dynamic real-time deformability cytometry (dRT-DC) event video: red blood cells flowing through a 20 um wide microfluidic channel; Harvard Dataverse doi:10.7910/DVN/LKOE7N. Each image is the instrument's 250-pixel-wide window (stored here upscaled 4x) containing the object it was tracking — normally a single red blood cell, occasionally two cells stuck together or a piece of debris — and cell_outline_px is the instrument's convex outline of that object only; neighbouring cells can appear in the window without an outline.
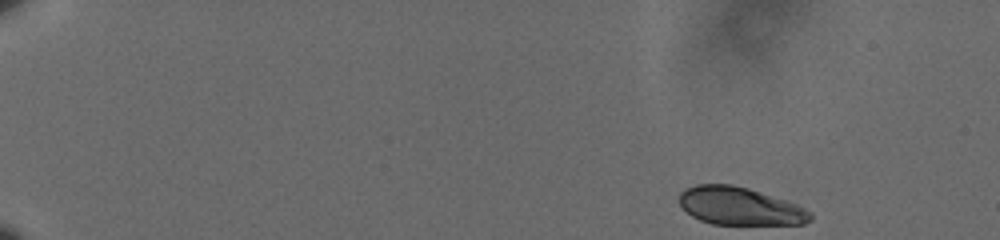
{"species": "human", "species_latin": "Homo sapiens", "temperature_condition": "cold", "stored_images_in_passage": 53, "camera_frame_rate_fps": 3000, "um_per_image_px": 0.085, "donor": {"sex": "male"}, "frame": {"image": 1, "passage_image": 1, "time_ms": 0.0, "image_size_px": [1000, 240], "cell_outline_px": [[812, 220], [804, 224], [712, 224], [700, 220], [692, 216], [680, 204], [680, 192], [684, 188], [696, 184], [732, 184], [748, 188], [796, 204], [812, 212]], "centroid_in_image_um": [62.88, 17.52], "position_along_channel_um": 22.1, "area_um2": 28.78}}
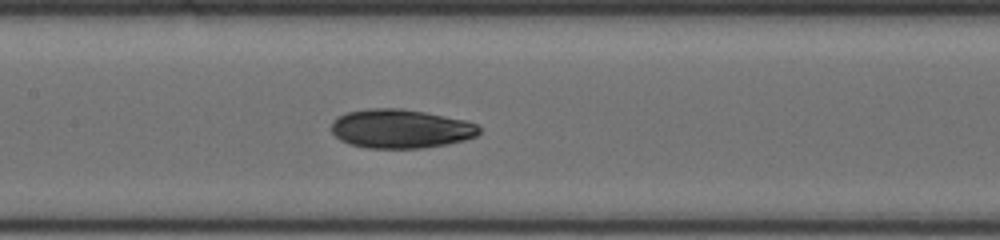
{"frame": {"image": 2, "passage_image": 26, "time_ms": 8.333, "image_size_px": [1000, 240], "cell_outline_px": [[480, 132], [476, 136], [464, 140], [448, 144], [424, 148], [368, 148], [352, 144], [340, 140], [332, 132], [332, 120], [336, 116], [348, 112], [368, 108], [400, 108], [424, 112], [464, 120], [476, 124], [480, 128]], "centroid_in_image_um": [34.04, 10.94], "position_along_channel_um": 173.4, "area_um2": 33.52}}
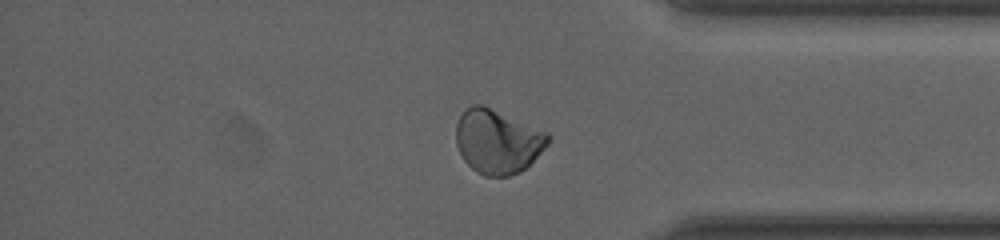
{"frame": {"image": 3, "passage_image": 45, "time_ms": 14.667, "image_size_px": [1000, 240], "cell_outline_px": [[548, 144], [520, 172], [508, 176], [484, 176], [476, 172], [464, 160], [456, 144], [456, 124], [464, 108], [472, 104], [484, 104], [548, 132]], "centroid_in_image_um": [42.26, 11.99], "position_along_channel_um": 392.9, "area_um2": 34.39}, "authors_computed_cell_mechanics": {"area_um2": 32.946, "velocity_mm_per_s": 3.5989, "shape_relaxation_time_tau1_ms": 5.7813, "shape_relaxation_time_tau2_ms": null, "deformation_change_tau1": 0.1222, "deformation_change_tau2": null}}